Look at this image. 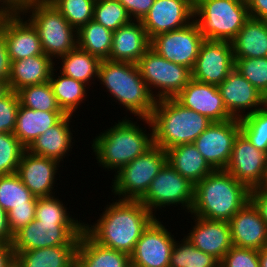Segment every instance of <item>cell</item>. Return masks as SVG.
Returning a JSON list of instances; mask_svg holds the SVG:
<instances>
[{
    "label": "cell",
    "mask_w": 267,
    "mask_h": 267,
    "mask_svg": "<svg viewBox=\"0 0 267 267\" xmlns=\"http://www.w3.org/2000/svg\"><path fill=\"white\" fill-rule=\"evenodd\" d=\"M193 21V0H155L141 20L150 40L161 33L182 29Z\"/></svg>",
    "instance_id": "cell-17"
},
{
    "label": "cell",
    "mask_w": 267,
    "mask_h": 267,
    "mask_svg": "<svg viewBox=\"0 0 267 267\" xmlns=\"http://www.w3.org/2000/svg\"><path fill=\"white\" fill-rule=\"evenodd\" d=\"M60 162L43 156L32 154L25 150L18 165L17 174L22 183L37 197L53 195L56 184L55 175Z\"/></svg>",
    "instance_id": "cell-20"
},
{
    "label": "cell",
    "mask_w": 267,
    "mask_h": 267,
    "mask_svg": "<svg viewBox=\"0 0 267 267\" xmlns=\"http://www.w3.org/2000/svg\"><path fill=\"white\" fill-rule=\"evenodd\" d=\"M84 222L34 219L13 235L14 254L45 247L78 245Z\"/></svg>",
    "instance_id": "cell-10"
},
{
    "label": "cell",
    "mask_w": 267,
    "mask_h": 267,
    "mask_svg": "<svg viewBox=\"0 0 267 267\" xmlns=\"http://www.w3.org/2000/svg\"><path fill=\"white\" fill-rule=\"evenodd\" d=\"M55 195L37 198L35 219L38 221H78L67 213L66 206H63Z\"/></svg>",
    "instance_id": "cell-43"
},
{
    "label": "cell",
    "mask_w": 267,
    "mask_h": 267,
    "mask_svg": "<svg viewBox=\"0 0 267 267\" xmlns=\"http://www.w3.org/2000/svg\"><path fill=\"white\" fill-rule=\"evenodd\" d=\"M260 267H267V247L258 251Z\"/></svg>",
    "instance_id": "cell-54"
},
{
    "label": "cell",
    "mask_w": 267,
    "mask_h": 267,
    "mask_svg": "<svg viewBox=\"0 0 267 267\" xmlns=\"http://www.w3.org/2000/svg\"><path fill=\"white\" fill-rule=\"evenodd\" d=\"M15 262L12 244H0V267H10Z\"/></svg>",
    "instance_id": "cell-53"
},
{
    "label": "cell",
    "mask_w": 267,
    "mask_h": 267,
    "mask_svg": "<svg viewBox=\"0 0 267 267\" xmlns=\"http://www.w3.org/2000/svg\"><path fill=\"white\" fill-rule=\"evenodd\" d=\"M250 189L226 170H214L194 185L192 216L229 221L249 201Z\"/></svg>",
    "instance_id": "cell-2"
},
{
    "label": "cell",
    "mask_w": 267,
    "mask_h": 267,
    "mask_svg": "<svg viewBox=\"0 0 267 267\" xmlns=\"http://www.w3.org/2000/svg\"><path fill=\"white\" fill-rule=\"evenodd\" d=\"M225 170L249 189L264 186L267 180V154L258 150L240 132Z\"/></svg>",
    "instance_id": "cell-15"
},
{
    "label": "cell",
    "mask_w": 267,
    "mask_h": 267,
    "mask_svg": "<svg viewBox=\"0 0 267 267\" xmlns=\"http://www.w3.org/2000/svg\"><path fill=\"white\" fill-rule=\"evenodd\" d=\"M13 235L9 231L7 212L0 205V244H12Z\"/></svg>",
    "instance_id": "cell-51"
},
{
    "label": "cell",
    "mask_w": 267,
    "mask_h": 267,
    "mask_svg": "<svg viewBox=\"0 0 267 267\" xmlns=\"http://www.w3.org/2000/svg\"><path fill=\"white\" fill-rule=\"evenodd\" d=\"M195 225L185 237L199 250L212 255L219 262L233 246L227 221L208 220L193 216Z\"/></svg>",
    "instance_id": "cell-23"
},
{
    "label": "cell",
    "mask_w": 267,
    "mask_h": 267,
    "mask_svg": "<svg viewBox=\"0 0 267 267\" xmlns=\"http://www.w3.org/2000/svg\"><path fill=\"white\" fill-rule=\"evenodd\" d=\"M137 66L156 100L175 98L192 79L191 69L168 61L151 48L139 59Z\"/></svg>",
    "instance_id": "cell-9"
},
{
    "label": "cell",
    "mask_w": 267,
    "mask_h": 267,
    "mask_svg": "<svg viewBox=\"0 0 267 267\" xmlns=\"http://www.w3.org/2000/svg\"><path fill=\"white\" fill-rule=\"evenodd\" d=\"M54 70L56 71V68L52 70L49 83L53 89L56 101L65 114L73 115L81 103H83V100H86L87 85L61 72L60 76L56 77Z\"/></svg>",
    "instance_id": "cell-33"
},
{
    "label": "cell",
    "mask_w": 267,
    "mask_h": 267,
    "mask_svg": "<svg viewBox=\"0 0 267 267\" xmlns=\"http://www.w3.org/2000/svg\"><path fill=\"white\" fill-rule=\"evenodd\" d=\"M126 9L132 20L141 21L149 9L152 7L155 0H117Z\"/></svg>",
    "instance_id": "cell-47"
},
{
    "label": "cell",
    "mask_w": 267,
    "mask_h": 267,
    "mask_svg": "<svg viewBox=\"0 0 267 267\" xmlns=\"http://www.w3.org/2000/svg\"><path fill=\"white\" fill-rule=\"evenodd\" d=\"M139 201L154 216L162 207L178 206V204L189 213L194 202V184L166 162Z\"/></svg>",
    "instance_id": "cell-11"
},
{
    "label": "cell",
    "mask_w": 267,
    "mask_h": 267,
    "mask_svg": "<svg viewBox=\"0 0 267 267\" xmlns=\"http://www.w3.org/2000/svg\"><path fill=\"white\" fill-rule=\"evenodd\" d=\"M112 40L113 32L94 20L77 30V47L100 60L109 58Z\"/></svg>",
    "instance_id": "cell-34"
},
{
    "label": "cell",
    "mask_w": 267,
    "mask_h": 267,
    "mask_svg": "<svg viewBox=\"0 0 267 267\" xmlns=\"http://www.w3.org/2000/svg\"><path fill=\"white\" fill-rule=\"evenodd\" d=\"M175 99L184 107L208 117L213 122L232 119L217 85L191 79Z\"/></svg>",
    "instance_id": "cell-19"
},
{
    "label": "cell",
    "mask_w": 267,
    "mask_h": 267,
    "mask_svg": "<svg viewBox=\"0 0 267 267\" xmlns=\"http://www.w3.org/2000/svg\"><path fill=\"white\" fill-rule=\"evenodd\" d=\"M25 150L13 133H0V176L17 173Z\"/></svg>",
    "instance_id": "cell-41"
},
{
    "label": "cell",
    "mask_w": 267,
    "mask_h": 267,
    "mask_svg": "<svg viewBox=\"0 0 267 267\" xmlns=\"http://www.w3.org/2000/svg\"><path fill=\"white\" fill-rule=\"evenodd\" d=\"M26 19L21 13L4 15V35L11 62L44 54L36 28Z\"/></svg>",
    "instance_id": "cell-21"
},
{
    "label": "cell",
    "mask_w": 267,
    "mask_h": 267,
    "mask_svg": "<svg viewBox=\"0 0 267 267\" xmlns=\"http://www.w3.org/2000/svg\"><path fill=\"white\" fill-rule=\"evenodd\" d=\"M93 20L112 32L132 21L125 7L117 0H96Z\"/></svg>",
    "instance_id": "cell-38"
},
{
    "label": "cell",
    "mask_w": 267,
    "mask_h": 267,
    "mask_svg": "<svg viewBox=\"0 0 267 267\" xmlns=\"http://www.w3.org/2000/svg\"><path fill=\"white\" fill-rule=\"evenodd\" d=\"M37 197L22 183L17 173L0 176V205L8 212L15 206H36Z\"/></svg>",
    "instance_id": "cell-35"
},
{
    "label": "cell",
    "mask_w": 267,
    "mask_h": 267,
    "mask_svg": "<svg viewBox=\"0 0 267 267\" xmlns=\"http://www.w3.org/2000/svg\"><path fill=\"white\" fill-rule=\"evenodd\" d=\"M21 14L28 16L38 32L43 53L52 59L77 47V30L49 0H26Z\"/></svg>",
    "instance_id": "cell-6"
},
{
    "label": "cell",
    "mask_w": 267,
    "mask_h": 267,
    "mask_svg": "<svg viewBox=\"0 0 267 267\" xmlns=\"http://www.w3.org/2000/svg\"><path fill=\"white\" fill-rule=\"evenodd\" d=\"M72 116L66 114L57 124L33 140L26 150L32 154L52 158L59 162L64 161V156L68 155L74 143L72 142L73 133L70 130Z\"/></svg>",
    "instance_id": "cell-25"
},
{
    "label": "cell",
    "mask_w": 267,
    "mask_h": 267,
    "mask_svg": "<svg viewBox=\"0 0 267 267\" xmlns=\"http://www.w3.org/2000/svg\"><path fill=\"white\" fill-rule=\"evenodd\" d=\"M235 69L267 98V57L235 59Z\"/></svg>",
    "instance_id": "cell-42"
},
{
    "label": "cell",
    "mask_w": 267,
    "mask_h": 267,
    "mask_svg": "<svg viewBox=\"0 0 267 267\" xmlns=\"http://www.w3.org/2000/svg\"><path fill=\"white\" fill-rule=\"evenodd\" d=\"M240 130L252 145L267 154V105L240 119Z\"/></svg>",
    "instance_id": "cell-40"
},
{
    "label": "cell",
    "mask_w": 267,
    "mask_h": 267,
    "mask_svg": "<svg viewBox=\"0 0 267 267\" xmlns=\"http://www.w3.org/2000/svg\"><path fill=\"white\" fill-rule=\"evenodd\" d=\"M17 95L21 106L40 111H62L49 81L23 87Z\"/></svg>",
    "instance_id": "cell-37"
},
{
    "label": "cell",
    "mask_w": 267,
    "mask_h": 267,
    "mask_svg": "<svg viewBox=\"0 0 267 267\" xmlns=\"http://www.w3.org/2000/svg\"><path fill=\"white\" fill-rule=\"evenodd\" d=\"M228 222L234 246L258 251L267 247V224L250 201Z\"/></svg>",
    "instance_id": "cell-22"
},
{
    "label": "cell",
    "mask_w": 267,
    "mask_h": 267,
    "mask_svg": "<svg viewBox=\"0 0 267 267\" xmlns=\"http://www.w3.org/2000/svg\"><path fill=\"white\" fill-rule=\"evenodd\" d=\"M149 39L141 21L132 20L129 24L113 32L112 47L108 60L137 64L150 48Z\"/></svg>",
    "instance_id": "cell-24"
},
{
    "label": "cell",
    "mask_w": 267,
    "mask_h": 267,
    "mask_svg": "<svg viewBox=\"0 0 267 267\" xmlns=\"http://www.w3.org/2000/svg\"><path fill=\"white\" fill-rule=\"evenodd\" d=\"M20 107L17 92L9 90L0 98V133H13Z\"/></svg>",
    "instance_id": "cell-44"
},
{
    "label": "cell",
    "mask_w": 267,
    "mask_h": 267,
    "mask_svg": "<svg viewBox=\"0 0 267 267\" xmlns=\"http://www.w3.org/2000/svg\"><path fill=\"white\" fill-rule=\"evenodd\" d=\"M167 162L194 185L214 171L194 143L181 144L166 150Z\"/></svg>",
    "instance_id": "cell-30"
},
{
    "label": "cell",
    "mask_w": 267,
    "mask_h": 267,
    "mask_svg": "<svg viewBox=\"0 0 267 267\" xmlns=\"http://www.w3.org/2000/svg\"><path fill=\"white\" fill-rule=\"evenodd\" d=\"M180 242L174 243L169 267H220L215 257L197 249L187 237Z\"/></svg>",
    "instance_id": "cell-36"
},
{
    "label": "cell",
    "mask_w": 267,
    "mask_h": 267,
    "mask_svg": "<svg viewBox=\"0 0 267 267\" xmlns=\"http://www.w3.org/2000/svg\"><path fill=\"white\" fill-rule=\"evenodd\" d=\"M77 245L45 247L15 254L20 267H75Z\"/></svg>",
    "instance_id": "cell-31"
},
{
    "label": "cell",
    "mask_w": 267,
    "mask_h": 267,
    "mask_svg": "<svg viewBox=\"0 0 267 267\" xmlns=\"http://www.w3.org/2000/svg\"><path fill=\"white\" fill-rule=\"evenodd\" d=\"M166 162V151L154 145L114 174L112 192L121 200H140Z\"/></svg>",
    "instance_id": "cell-8"
},
{
    "label": "cell",
    "mask_w": 267,
    "mask_h": 267,
    "mask_svg": "<svg viewBox=\"0 0 267 267\" xmlns=\"http://www.w3.org/2000/svg\"><path fill=\"white\" fill-rule=\"evenodd\" d=\"M75 267H131L130 255L95 242L84 230L79 237Z\"/></svg>",
    "instance_id": "cell-26"
},
{
    "label": "cell",
    "mask_w": 267,
    "mask_h": 267,
    "mask_svg": "<svg viewBox=\"0 0 267 267\" xmlns=\"http://www.w3.org/2000/svg\"><path fill=\"white\" fill-rule=\"evenodd\" d=\"M98 79L119 105L137 118H150L156 99L142 79L137 64L101 60Z\"/></svg>",
    "instance_id": "cell-5"
},
{
    "label": "cell",
    "mask_w": 267,
    "mask_h": 267,
    "mask_svg": "<svg viewBox=\"0 0 267 267\" xmlns=\"http://www.w3.org/2000/svg\"><path fill=\"white\" fill-rule=\"evenodd\" d=\"M70 23L78 30L93 20L94 4L96 0H49Z\"/></svg>",
    "instance_id": "cell-39"
},
{
    "label": "cell",
    "mask_w": 267,
    "mask_h": 267,
    "mask_svg": "<svg viewBox=\"0 0 267 267\" xmlns=\"http://www.w3.org/2000/svg\"><path fill=\"white\" fill-rule=\"evenodd\" d=\"M231 44L234 60L267 57V20L250 17Z\"/></svg>",
    "instance_id": "cell-29"
},
{
    "label": "cell",
    "mask_w": 267,
    "mask_h": 267,
    "mask_svg": "<svg viewBox=\"0 0 267 267\" xmlns=\"http://www.w3.org/2000/svg\"><path fill=\"white\" fill-rule=\"evenodd\" d=\"M162 223L156 217L143 231L130 254L131 267H169L176 239Z\"/></svg>",
    "instance_id": "cell-14"
},
{
    "label": "cell",
    "mask_w": 267,
    "mask_h": 267,
    "mask_svg": "<svg viewBox=\"0 0 267 267\" xmlns=\"http://www.w3.org/2000/svg\"><path fill=\"white\" fill-rule=\"evenodd\" d=\"M204 40L197 23L193 21L182 29L153 37L150 48L168 61L192 70Z\"/></svg>",
    "instance_id": "cell-12"
},
{
    "label": "cell",
    "mask_w": 267,
    "mask_h": 267,
    "mask_svg": "<svg viewBox=\"0 0 267 267\" xmlns=\"http://www.w3.org/2000/svg\"><path fill=\"white\" fill-rule=\"evenodd\" d=\"M136 123L125 116L122 121L118 120V123L93 139L91 148L97 163L105 170L115 169L116 173L154 146L153 129L147 134L146 129Z\"/></svg>",
    "instance_id": "cell-4"
},
{
    "label": "cell",
    "mask_w": 267,
    "mask_h": 267,
    "mask_svg": "<svg viewBox=\"0 0 267 267\" xmlns=\"http://www.w3.org/2000/svg\"><path fill=\"white\" fill-rule=\"evenodd\" d=\"M249 201L255 206L259 215L267 224V188L261 186L250 189Z\"/></svg>",
    "instance_id": "cell-49"
},
{
    "label": "cell",
    "mask_w": 267,
    "mask_h": 267,
    "mask_svg": "<svg viewBox=\"0 0 267 267\" xmlns=\"http://www.w3.org/2000/svg\"><path fill=\"white\" fill-rule=\"evenodd\" d=\"M54 66L53 59L46 54L11 62L10 90L17 92L26 86L48 82Z\"/></svg>",
    "instance_id": "cell-27"
},
{
    "label": "cell",
    "mask_w": 267,
    "mask_h": 267,
    "mask_svg": "<svg viewBox=\"0 0 267 267\" xmlns=\"http://www.w3.org/2000/svg\"><path fill=\"white\" fill-rule=\"evenodd\" d=\"M235 68L231 42L204 40L192 71V79L213 85L221 84Z\"/></svg>",
    "instance_id": "cell-16"
},
{
    "label": "cell",
    "mask_w": 267,
    "mask_h": 267,
    "mask_svg": "<svg viewBox=\"0 0 267 267\" xmlns=\"http://www.w3.org/2000/svg\"><path fill=\"white\" fill-rule=\"evenodd\" d=\"M10 267H20V266H19V265L16 263V261H15L14 263L11 264Z\"/></svg>",
    "instance_id": "cell-56"
},
{
    "label": "cell",
    "mask_w": 267,
    "mask_h": 267,
    "mask_svg": "<svg viewBox=\"0 0 267 267\" xmlns=\"http://www.w3.org/2000/svg\"><path fill=\"white\" fill-rule=\"evenodd\" d=\"M249 18L245 1H194V21L206 40L231 42Z\"/></svg>",
    "instance_id": "cell-7"
},
{
    "label": "cell",
    "mask_w": 267,
    "mask_h": 267,
    "mask_svg": "<svg viewBox=\"0 0 267 267\" xmlns=\"http://www.w3.org/2000/svg\"><path fill=\"white\" fill-rule=\"evenodd\" d=\"M26 0H0V13L2 15L21 13Z\"/></svg>",
    "instance_id": "cell-52"
},
{
    "label": "cell",
    "mask_w": 267,
    "mask_h": 267,
    "mask_svg": "<svg viewBox=\"0 0 267 267\" xmlns=\"http://www.w3.org/2000/svg\"><path fill=\"white\" fill-rule=\"evenodd\" d=\"M11 60L7 51L6 38L4 35V15L0 18V80H9Z\"/></svg>",
    "instance_id": "cell-48"
},
{
    "label": "cell",
    "mask_w": 267,
    "mask_h": 267,
    "mask_svg": "<svg viewBox=\"0 0 267 267\" xmlns=\"http://www.w3.org/2000/svg\"><path fill=\"white\" fill-rule=\"evenodd\" d=\"M65 115L63 111H40L20 105L13 134L27 148L33 140L57 124Z\"/></svg>",
    "instance_id": "cell-28"
},
{
    "label": "cell",
    "mask_w": 267,
    "mask_h": 267,
    "mask_svg": "<svg viewBox=\"0 0 267 267\" xmlns=\"http://www.w3.org/2000/svg\"><path fill=\"white\" fill-rule=\"evenodd\" d=\"M224 105L232 118L242 119L267 105V98L235 68L218 85ZM247 110V111H246Z\"/></svg>",
    "instance_id": "cell-18"
},
{
    "label": "cell",
    "mask_w": 267,
    "mask_h": 267,
    "mask_svg": "<svg viewBox=\"0 0 267 267\" xmlns=\"http://www.w3.org/2000/svg\"><path fill=\"white\" fill-rule=\"evenodd\" d=\"M10 90L8 81L0 80V98Z\"/></svg>",
    "instance_id": "cell-55"
},
{
    "label": "cell",
    "mask_w": 267,
    "mask_h": 267,
    "mask_svg": "<svg viewBox=\"0 0 267 267\" xmlns=\"http://www.w3.org/2000/svg\"><path fill=\"white\" fill-rule=\"evenodd\" d=\"M240 132L239 119L212 122L193 143L214 170H225Z\"/></svg>",
    "instance_id": "cell-13"
},
{
    "label": "cell",
    "mask_w": 267,
    "mask_h": 267,
    "mask_svg": "<svg viewBox=\"0 0 267 267\" xmlns=\"http://www.w3.org/2000/svg\"><path fill=\"white\" fill-rule=\"evenodd\" d=\"M153 129L154 145L163 150L193 143L213 121L184 107L175 98L156 100L150 118H138Z\"/></svg>",
    "instance_id": "cell-3"
},
{
    "label": "cell",
    "mask_w": 267,
    "mask_h": 267,
    "mask_svg": "<svg viewBox=\"0 0 267 267\" xmlns=\"http://www.w3.org/2000/svg\"><path fill=\"white\" fill-rule=\"evenodd\" d=\"M220 267H260L258 250L233 245L224 255Z\"/></svg>",
    "instance_id": "cell-45"
},
{
    "label": "cell",
    "mask_w": 267,
    "mask_h": 267,
    "mask_svg": "<svg viewBox=\"0 0 267 267\" xmlns=\"http://www.w3.org/2000/svg\"><path fill=\"white\" fill-rule=\"evenodd\" d=\"M58 59L59 61L62 59V67H59L61 68L59 70L61 73L88 85V87L90 86L89 84L92 85L90 82L95 81L94 78H98L101 60L79 47L60 56Z\"/></svg>",
    "instance_id": "cell-32"
},
{
    "label": "cell",
    "mask_w": 267,
    "mask_h": 267,
    "mask_svg": "<svg viewBox=\"0 0 267 267\" xmlns=\"http://www.w3.org/2000/svg\"><path fill=\"white\" fill-rule=\"evenodd\" d=\"M36 206H15L7 212L9 231L12 235L35 219Z\"/></svg>",
    "instance_id": "cell-46"
},
{
    "label": "cell",
    "mask_w": 267,
    "mask_h": 267,
    "mask_svg": "<svg viewBox=\"0 0 267 267\" xmlns=\"http://www.w3.org/2000/svg\"><path fill=\"white\" fill-rule=\"evenodd\" d=\"M246 2L251 18L267 20V0H247Z\"/></svg>",
    "instance_id": "cell-50"
},
{
    "label": "cell",
    "mask_w": 267,
    "mask_h": 267,
    "mask_svg": "<svg viewBox=\"0 0 267 267\" xmlns=\"http://www.w3.org/2000/svg\"><path fill=\"white\" fill-rule=\"evenodd\" d=\"M104 209L96 223H84L83 230L98 244L130 255L156 216L139 200L117 199Z\"/></svg>",
    "instance_id": "cell-1"
}]
</instances>
